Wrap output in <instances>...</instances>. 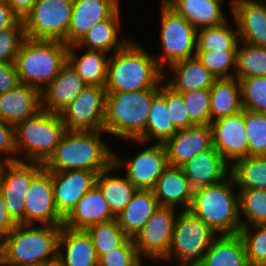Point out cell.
I'll list each match as a JSON object with an SVG mask.
<instances>
[{
    "mask_svg": "<svg viewBox=\"0 0 266 266\" xmlns=\"http://www.w3.org/2000/svg\"><path fill=\"white\" fill-rule=\"evenodd\" d=\"M103 131L67 130L43 167L51 172L105 171L113 165L114 153L100 140Z\"/></svg>",
    "mask_w": 266,
    "mask_h": 266,
    "instance_id": "obj_1",
    "label": "cell"
},
{
    "mask_svg": "<svg viewBox=\"0 0 266 266\" xmlns=\"http://www.w3.org/2000/svg\"><path fill=\"white\" fill-rule=\"evenodd\" d=\"M108 60L106 92H133L160 87L165 79L155 56L130 41Z\"/></svg>",
    "mask_w": 266,
    "mask_h": 266,
    "instance_id": "obj_2",
    "label": "cell"
},
{
    "mask_svg": "<svg viewBox=\"0 0 266 266\" xmlns=\"http://www.w3.org/2000/svg\"><path fill=\"white\" fill-rule=\"evenodd\" d=\"M61 226L17 224L0 245L1 266H45L57 262Z\"/></svg>",
    "mask_w": 266,
    "mask_h": 266,
    "instance_id": "obj_3",
    "label": "cell"
},
{
    "mask_svg": "<svg viewBox=\"0 0 266 266\" xmlns=\"http://www.w3.org/2000/svg\"><path fill=\"white\" fill-rule=\"evenodd\" d=\"M229 179L194 190L188 210L221 235L238 234L243 222L239 214V195L232 192L234 180L230 174Z\"/></svg>",
    "mask_w": 266,
    "mask_h": 266,
    "instance_id": "obj_4",
    "label": "cell"
},
{
    "mask_svg": "<svg viewBox=\"0 0 266 266\" xmlns=\"http://www.w3.org/2000/svg\"><path fill=\"white\" fill-rule=\"evenodd\" d=\"M69 46L60 40L25 38L14 61L20 83L46 88L67 63Z\"/></svg>",
    "mask_w": 266,
    "mask_h": 266,
    "instance_id": "obj_5",
    "label": "cell"
},
{
    "mask_svg": "<svg viewBox=\"0 0 266 266\" xmlns=\"http://www.w3.org/2000/svg\"><path fill=\"white\" fill-rule=\"evenodd\" d=\"M160 87L133 92H106L104 132L139 139L146 129L152 99Z\"/></svg>",
    "mask_w": 266,
    "mask_h": 266,
    "instance_id": "obj_6",
    "label": "cell"
},
{
    "mask_svg": "<svg viewBox=\"0 0 266 266\" xmlns=\"http://www.w3.org/2000/svg\"><path fill=\"white\" fill-rule=\"evenodd\" d=\"M59 114L40 110L33 117L14 126L15 147L18 152L25 150V157L19 161L44 163L59 145L66 133Z\"/></svg>",
    "mask_w": 266,
    "mask_h": 266,
    "instance_id": "obj_7",
    "label": "cell"
},
{
    "mask_svg": "<svg viewBox=\"0 0 266 266\" xmlns=\"http://www.w3.org/2000/svg\"><path fill=\"white\" fill-rule=\"evenodd\" d=\"M215 235L217 234L201 219L190 211L183 210L175 220L170 250L164 260L175 256L181 266H196Z\"/></svg>",
    "mask_w": 266,
    "mask_h": 266,
    "instance_id": "obj_8",
    "label": "cell"
},
{
    "mask_svg": "<svg viewBox=\"0 0 266 266\" xmlns=\"http://www.w3.org/2000/svg\"><path fill=\"white\" fill-rule=\"evenodd\" d=\"M73 0H37L22 19L30 39L60 40L66 44Z\"/></svg>",
    "mask_w": 266,
    "mask_h": 266,
    "instance_id": "obj_9",
    "label": "cell"
},
{
    "mask_svg": "<svg viewBox=\"0 0 266 266\" xmlns=\"http://www.w3.org/2000/svg\"><path fill=\"white\" fill-rule=\"evenodd\" d=\"M1 161L0 193L3 195L7 210L18 223L24 224L25 198L32 178L43 168L39 162L19 161L14 156ZM7 169V170H6Z\"/></svg>",
    "mask_w": 266,
    "mask_h": 266,
    "instance_id": "obj_10",
    "label": "cell"
},
{
    "mask_svg": "<svg viewBox=\"0 0 266 266\" xmlns=\"http://www.w3.org/2000/svg\"><path fill=\"white\" fill-rule=\"evenodd\" d=\"M161 12V39L164 54L157 61V64L163 70L165 62L170 66L178 61L195 56L197 29L190 25L182 16L176 14L164 2Z\"/></svg>",
    "mask_w": 266,
    "mask_h": 266,
    "instance_id": "obj_11",
    "label": "cell"
},
{
    "mask_svg": "<svg viewBox=\"0 0 266 266\" xmlns=\"http://www.w3.org/2000/svg\"><path fill=\"white\" fill-rule=\"evenodd\" d=\"M106 89L87 86L60 114L67 130H102L105 115Z\"/></svg>",
    "mask_w": 266,
    "mask_h": 266,
    "instance_id": "obj_12",
    "label": "cell"
},
{
    "mask_svg": "<svg viewBox=\"0 0 266 266\" xmlns=\"http://www.w3.org/2000/svg\"><path fill=\"white\" fill-rule=\"evenodd\" d=\"M176 218L174 207L160 206L133 237L139 256L143 255L144 258L149 257L156 261L167 256Z\"/></svg>",
    "mask_w": 266,
    "mask_h": 266,
    "instance_id": "obj_13",
    "label": "cell"
},
{
    "mask_svg": "<svg viewBox=\"0 0 266 266\" xmlns=\"http://www.w3.org/2000/svg\"><path fill=\"white\" fill-rule=\"evenodd\" d=\"M34 221L49 226H62L64 221L56 210L51 171L44 167L32 178L25 198L24 225Z\"/></svg>",
    "mask_w": 266,
    "mask_h": 266,
    "instance_id": "obj_14",
    "label": "cell"
},
{
    "mask_svg": "<svg viewBox=\"0 0 266 266\" xmlns=\"http://www.w3.org/2000/svg\"><path fill=\"white\" fill-rule=\"evenodd\" d=\"M122 164L127 168L126 178L137 190H153L158 178L169 166L165 146L158 142L125 161L113 154V165L120 168Z\"/></svg>",
    "mask_w": 266,
    "mask_h": 266,
    "instance_id": "obj_15",
    "label": "cell"
},
{
    "mask_svg": "<svg viewBox=\"0 0 266 266\" xmlns=\"http://www.w3.org/2000/svg\"><path fill=\"white\" fill-rule=\"evenodd\" d=\"M209 126L212 146L225 161L249 156L244 109L234 115L213 120Z\"/></svg>",
    "mask_w": 266,
    "mask_h": 266,
    "instance_id": "obj_16",
    "label": "cell"
},
{
    "mask_svg": "<svg viewBox=\"0 0 266 266\" xmlns=\"http://www.w3.org/2000/svg\"><path fill=\"white\" fill-rule=\"evenodd\" d=\"M97 174L88 170L51 172L53 195L58 214L65 219L77 202L96 185Z\"/></svg>",
    "mask_w": 266,
    "mask_h": 266,
    "instance_id": "obj_17",
    "label": "cell"
},
{
    "mask_svg": "<svg viewBox=\"0 0 266 266\" xmlns=\"http://www.w3.org/2000/svg\"><path fill=\"white\" fill-rule=\"evenodd\" d=\"M169 166L181 167L200 152L212 146L209 125L179 129L164 143Z\"/></svg>",
    "mask_w": 266,
    "mask_h": 266,
    "instance_id": "obj_18",
    "label": "cell"
},
{
    "mask_svg": "<svg viewBox=\"0 0 266 266\" xmlns=\"http://www.w3.org/2000/svg\"><path fill=\"white\" fill-rule=\"evenodd\" d=\"M239 41L266 47V4L257 0H232Z\"/></svg>",
    "mask_w": 266,
    "mask_h": 266,
    "instance_id": "obj_19",
    "label": "cell"
},
{
    "mask_svg": "<svg viewBox=\"0 0 266 266\" xmlns=\"http://www.w3.org/2000/svg\"><path fill=\"white\" fill-rule=\"evenodd\" d=\"M119 8V0H73L66 45L76 44L95 24L108 19Z\"/></svg>",
    "mask_w": 266,
    "mask_h": 266,
    "instance_id": "obj_20",
    "label": "cell"
},
{
    "mask_svg": "<svg viewBox=\"0 0 266 266\" xmlns=\"http://www.w3.org/2000/svg\"><path fill=\"white\" fill-rule=\"evenodd\" d=\"M85 87L87 84L67 62L56 78L42 90V110L60 115Z\"/></svg>",
    "mask_w": 266,
    "mask_h": 266,
    "instance_id": "obj_21",
    "label": "cell"
},
{
    "mask_svg": "<svg viewBox=\"0 0 266 266\" xmlns=\"http://www.w3.org/2000/svg\"><path fill=\"white\" fill-rule=\"evenodd\" d=\"M42 110L41 91L20 83L12 90L0 94V119L15 126Z\"/></svg>",
    "mask_w": 266,
    "mask_h": 266,
    "instance_id": "obj_22",
    "label": "cell"
},
{
    "mask_svg": "<svg viewBox=\"0 0 266 266\" xmlns=\"http://www.w3.org/2000/svg\"><path fill=\"white\" fill-rule=\"evenodd\" d=\"M211 146L181 166L194 190L221 182L229 177L230 165ZM228 174V176H227Z\"/></svg>",
    "mask_w": 266,
    "mask_h": 266,
    "instance_id": "obj_23",
    "label": "cell"
},
{
    "mask_svg": "<svg viewBox=\"0 0 266 266\" xmlns=\"http://www.w3.org/2000/svg\"><path fill=\"white\" fill-rule=\"evenodd\" d=\"M116 219L112 214L103 193L97 185L92 187L78 202L72 212L64 219L63 226L74 230Z\"/></svg>",
    "mask_w": 266,
    "mask_h": 266,
    "instance_id": "obj_24",
    "label": "cell"
},
{
    "mask_svg": "<svg viewBox=\"0 0 266 266\" xmlns=\"http://www.w3.org/2000/svg\"><path fill=\"white\" fill-rule=\"evenodd\" d=\"M64 246L65 254L60 250ZM57 262L61 266H98V256L86 230H74L61 226Z\"/></svg>",
    "mask_w": 266,
    "mask_h": 266,
    "instance_id": "obj_25",
    "label": "cell"
},
{
    "mask_svg": "<svg viewBox=\"0 0 266 266\" xmlns=\"http://www.w3.org/2000/svg\"><path fill=\"white\" fill-rule=\"evenodd\" d=\"M154 195L160 206L175 207L180 203L189 210L194 189L190 180L185 176L181 167L168 166L158 178L154 188Z\"/></svg>",
    "mask_w": 266,
    "mask_h": 266,
    "instance_id": "obj_26",
    "label": "cell"
},
{
    "mask_svg": "<svg viewBox=\"0 0 266 266\" xmlns=\"http://www.w3.org/2000/svg\"><path fill=\"white\" fill-rule=\"evenodd\" d=\"M176 14L182 16L195 29L217 26L226 19L221 3L214 0H163Z\"/></svg>",
    "mask_w": 266,
    "mask_h": 266,
    "instance_id": "obj_27",
    "label": "cell"
},
{
    "mask_svg": "<svg viewBox=\"0 0 266 266\" xmlns=\"http://www.w3.org/2000/svg\"><path fill=\"white\" fill-rule=\"evenodd\" d=\"M159 208L153 190H137L116 220L126 235L133 238Z\"/></svg>",
    "mask_w": 266,
    "mask_h": 266,
    "instance_id": "obj_28",
    "label": "cell"
},
{
    "mask_svg": "<svg viewBox=\"0 0 266 266\" xmlns=\"http://www.w3.org/2000/svg\"><path fill=\"white\" fill-rule=\"evenodd\" d=\"M196 266H250L239 234L215 237Z\"/></svg>",
    "mask_w": 266,
    "mask_h": 266,
    "instance_id": "obj_29",
    "label": "cell"
},
{
    "mask_svg": "<svg viewBox=\"0 0 266 266\" xmlns=\"http://www.w3.org/2000/svg\"><path fill=\"white\" fill-rule=\"evenodd\" d=\"M170 67L175 72L165 84L178 93L210 89L217 78L194 56L178 61Z\"/></svg>",
    "mask_w": 266,
    "mask_h": 266,
    "instance_id": "obj_30",
    "label": "cell"
},
{
    "mask_svg": "<svg viewBox=\"0 0 266 266\" xmlns=\"http://www.w3.org/2000/svg\"><path fill=\"white\" fill-rule=\"evenodd\" d=\"M177 131L178 129L172 123L170 109H168L166 103V85L163 81L160 85L159 92L152 99L144 134L139 139H136V141L145 143L154 137L158 140V143H164Z\"/></svg>",
    "mask_w": 266,
    "mask_h": 266,
    "instance_id": "obj_31",
    "label": "cell"
},
{
    "mask_svg": "<svg viewBox=\"0 0 266 266\" xmlns=\"http://www.w3.org/2000/svg\"><path fill=\"white\" fill-rule=\"evenodd\" d=\"M211 122L243 110L240 81L236 78L217 79L209 89Z\"/></svg>",
    "mask_w": 266,
    "mask_h": 266,
    "instance_id": "obj_32",
    "label": "cell"
},
{
    "mask_svg": "<svg viewBox=\"0 0 266 266\" xmlns=\"http://www.w3.org/2000/svg\"><path fill=\"white\" fill-rule=\"evenodd\" d=\"M69 45L67 62L87 84V86L105 87L107 82L108 60L103 51L87 49L81 57L75 54Z\"/></svg>",
    "mask_w": 266,
    "mask_h": 266,
    "instance_id": "obj_33",
    "label": "cell"
},
{
    "mask_svg": "<svg viewBox=\"0 0 266 266\" xmlns=\"http://www.w3.org/2000/svg\"><path fill=\"white\" fill-rule=\"evenodd\" d=\"M119 8L106 20L95 24L81 39L72 45V48L85 46L89 50H99L103 52L122 49L128 42L118 40V30L120 27ZM115 47V48H114Z\"/></svg>",
    "mask_w": 266,
    "mask_h": 266,
    "instance_id": "obj_34",
    "label": "cell"
},
{
    "mask_svg": "<svg viewBox=\"0 0 266 266\" xmlns=\"http://www.w3.org/2000/svg\"><path fill=\"white\" fill-rule=\"evenodd\" d=\"M116 167L112 165L96 176V185L107 201L112 214L117 217L130 202L137 191L135 186L126 177L109 175Z\"/></svg>",
    "mask_w": 266,
    "mask_h": 266,
    "instance_id": "obj_35",
    "label": "cell"
},
{
    "mask_svg": "<svg viewBox=\"0 0 266 266\" xmlns=\"http://www.w3.org/2000/svg\"><path fill=\"white\" fill-rule=\"evenodd\" d=\"M230 165V175L240 190H266V156H247Z\"/></svg>",
    "mask_w": 266,
    "mask_h": 266,
    "instance_id": "obj_36",
    "label": "cell"
},
{
    "mask_svg": "<svg viewBox=\"0 0 266 266\" xmlns=\"http://www.w3.org/2000/svg\"><path fill=\"white\" fill-rule=\"evenodd\" d=\"M226 24L198 29L196 51H237L239 37Z\"/></svg>",
    "mask_w": 266,
    "mask_h": 266,
    "instance_id": "obj_37",
    "label": "cell"
},
{
    "mask_svg": "<svg viewBox=\"0 0 266 266\" xmlns=\"http://www.w3.org/2000/svg\"><path fill=\"white\" fill-rule=\"evenodd\" d=\"M242 44L244 47L240 48L239 43L237 47L236 78L266 76V47L245 42Z\"/></svg>",
    "mask_w": 266,
    "mask_h": 266,
    "instance_id": "obj_38",
    "label": "cell"
},
{
    "mask_svg": "<svg viewBox=\"0 0 266 266\" xmlns=\"http://www.w3.org/2000/svg\"><path fill=\"white\" fill-rule=\"evenodd\" d=\"M86 231L92 239L98 258L112 249L120 247L129 238L116 219L94 224Z\"/></svg>",
    "mask_w": 266,
    "mask_h": 266,
    "instance_id": "obj_39",
    "label": "cell"
},
{
    "mask_svg": "<svg viewBox=\"0 0 266 266\" xmlns=\"http://www.w3.org/2000/svg\"><path fill=\"white\" fill-rule=\"evenodd\" d=\"M239 204L248 221L242 226L266 225V190H240Z\"/></svg>",
    "mask_w": 266,
    "mask_h": 266,
    "instance_id": "obj_40",
    "label": "cell"
},
{
    "mask_svg": "<svg viewBox=\"0 0 266 266\" xmlns=\"http://www.w3.org/2000/svg\"><path fill=\"white\" fill-rule=\"evenodd\" d=\"M249 156H266V114L244 109Z\"/></svg>",
    "mask_w": 266,
    "mask_h": 266,
    "instance_id": "obj_41",
    "label": "cell"
},
{
    "mask_svg": "<svg viewBox=\"0 0 266 266\" xmlns=\"http://www.w3.org/2000/svg\"><path fill=\"white\" fill-rule=\"evenodd\" d=\"M254 234L249 226H242L239 235L243 240L250 266H266V225H252Z\"/></svg>",
    "mask_w": 266,
    "mask_h": 266,
    "instance_id": "obj_42",
    "label": "cell"
},
{
    "mask_svg": "<svg viewBox=\"0 0 266 266\" xmlns=\"http://www.w3.org/2000/svg\"><path fill=\"white\" fill-rule=\"evenodd\" d=\"M190 121L194 125H210L211 99L209 89H198L180 93Z\"/></svg>",
    "mask_w": 266,
    "mask_h": 266,
    "instance_id": "obj_43",
    "label": "cell"
},
{
    "mask_svg": "<svg viewBox=\"0 0 266 266\" xmlns=\"http://www.w3.org/2000/svg\"><path fill=\"white\" fill-rule=\"evenodd\" d=\"M243 109L266 114V76L241 79Z\"/></svg>",
    "mask_w": 266,
    "mask_h": 266,
    "instance_id": "obj_44",
    "label": "cell"
},
{
    "mask_svg": "<svg viewBox=\"0 0 266 266\" xmlns=\"http://www.w3.org/2000/svg\"><path fill=\"white\" fill-rule=\"evenodd\" d=\"M195 57L217 79L233 78L231 66L236 68L237 51H196Z\"/></svg>",
    "mask_w": 266,
    "mask_h": 266,
    "instance_id": "obj_45",
    "label": "cell"
},
{
    "mask_svg": "<svg viewBox=\"0 0 266 266\" xmlns=\"http://www.w3.org/2000/svg\"><path fill=\"white\" fill-rule=\"evenodd\" d=\"M133 238H128L120 247L101 255L98 266H142Z\"/></svg>",
    "mask_w": 266,
    "mask_h": 266,
    "instance_id": "obj_46",
    "label": "cell"
},
{
    "mask_svg": "<svg viewBox=\"0 0 266 266\" xmlns=\"http://www.w3.org/2000/svg\"><path fill=\"white\" fill-rule=\"evenodd\" d=\"M25 38L22 19L15 26L0 31V63H14Z\"/></svg>",
    "mask_w": 266,
    "mask_h": 266,
    "instance_id": "obj_47",
    "label": "cell"
},
{
    "mask_svg": "<svg viewBox=\"0 0 266 266\" xmlns=\"http://www.w3.org/2000/svg\"><path fill=\"white\" fill-rule=\"evenodd\" d=\"M166 103L170 109L171 120L174 126L179 129L191 128L195 125L190 121L182 95L174 91L166 84Z\"/></svg>",
    "mask_w": 266,
    "mask_h": 266,
    "instance_id": "obj_48",
    "label": "cell"
},
{
    "mask_svg": "<svg viewBox=\"0 0 266 266\" xmlns=\"http://www.w3.org/2000/svg\"><path fill=\"white\" fill-rule=\"evenodd\" d=\"M20 84L14 63H0V94L6 93Z\"/></svg>",
    "mask_w": 266,
    "mask_h": 266,
    "instance_id": "obj_49",
    "label": "cell"
},
{
    "mask_svg": "<svg viewBox=\"0 0 266 266\" xmlns=\"http://www.w3.org/2000/svg\"><path fill=\"white\" fill-rule=\"evenodd\" d=\"M0 153L17 154L14 126L2 119H0Z\"/></svg>",
    "mask_w": 266,
    "mask_h": 266,
    "instance_id": "obj_50",
    "label": "cell"
},
{
    "mask_svg": "<svg viewBox=\"0 0 266 266\" xmlns=\"http://www.w3.org/2000/svg\"><path fill=\"white\" fill-rule=\"evenodd\" d=\"M18 223L11 217L7 210L3 195L0 193V245L4 242V237L13 230Z\"/></svg>",
    "mask_w": 266,
    "mask_h": 266,
    "instance_id": "obj_51",
    "label": "cell"
},
{
    "mask_svg": "<svg viewBox=\"0 0 266 266\" xmlns=\"http://www.w3.org/2000/svg\"><path fill=\"white\" fill-rule=\"evenodd\" d=\"M21 18L4 1L0 0V31L15 26Z\"/></svg>",
    "mask_w": 266,
    "mask_h": 266,
    "instance_id": "obj_52",
    "label": "cell"
},
{
    "mask_svg": "<svg viewBox=\"0 0 266 266\" xmlns=\"http://www.w3.org/2000/svg\"><path fill=\"white\" fill-rule=\"evenodd\" d=\"M23 19L37 0H4Z\"/></svg>",
    "mask_w": 266,
    "mask_h": 266,
    "instance_id": "obj_53",
    "label": "cell"
},
{
    "mask_svg": "<svg viewBox=\"0 0 266 266\" xmlns=\"http://www.w3.org/2000/svg\"><path fill=\"white\" fill-rule=\"evenodd\" d=\"M45 266H61L58 262H55V263H52V264H49V265H45Z\"/></svg>",
    "mask_w": 266,
    "mask_h": 266,
    "instance_id": "obj_54",
    "label": "cell"
}]
</instances>
